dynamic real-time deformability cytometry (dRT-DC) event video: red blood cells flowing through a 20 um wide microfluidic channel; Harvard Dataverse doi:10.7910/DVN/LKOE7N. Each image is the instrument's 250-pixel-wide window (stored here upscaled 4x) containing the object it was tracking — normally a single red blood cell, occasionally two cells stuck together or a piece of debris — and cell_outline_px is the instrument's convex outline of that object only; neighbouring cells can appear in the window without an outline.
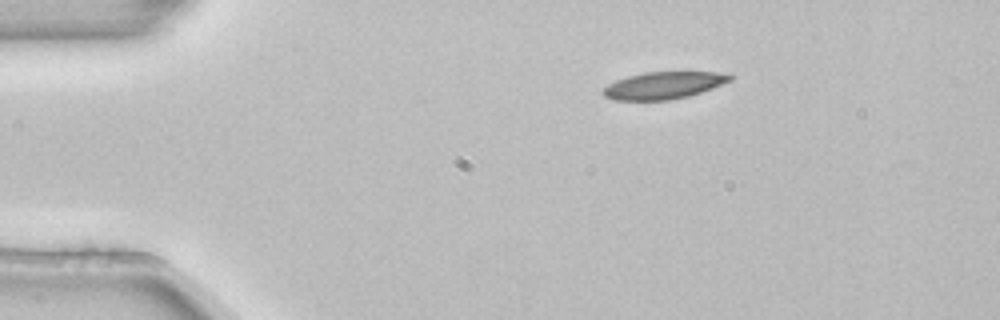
{"species": "common noctule bat (a hibernating species)", "species_latin": "Nyctalus noctula", "temperature_condition": "room temperature", "stored_images_in_passage": 3, "camera_frame_rate_fps": 3000, "um_per_image_px": 0.085, "animal": {"sex": "female", "body_mass_g": 22.7, "forearm_length_mm": 54.2}, "frame": {"image": 1, "passage_image": 1, "time_ms": 0.0, "image_size_px": [1000, 320], "cell_outline_px": [[732, 80], [712, 88], [688, 96], [668, 100], [616, 100], [604, 96], [600, 92], [608, 84], [616, 80], [628, 76], [644, 72], [716, 72], [732, 76]], "centroid_in_image_um": [56.36, 7.26], "position_along_channel_um": 28.6, "area_um2": 19.88}}